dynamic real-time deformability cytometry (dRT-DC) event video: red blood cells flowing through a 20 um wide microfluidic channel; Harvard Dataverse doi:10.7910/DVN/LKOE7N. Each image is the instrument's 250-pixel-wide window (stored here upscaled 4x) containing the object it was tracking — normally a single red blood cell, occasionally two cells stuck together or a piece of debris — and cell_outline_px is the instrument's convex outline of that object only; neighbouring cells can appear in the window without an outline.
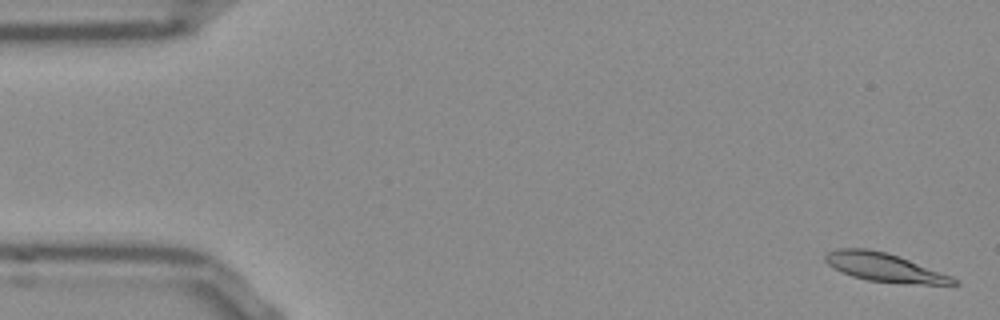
{"species": "Egyptian fruit bat (a non-hibernating species)", "species_latin": "Rousettus aegyptiacus", "temperature_condition": "room temperature", "stored_images_in_passage": 53, "camera_frame_rate_fps": 3000, "um_per_image_px": 0.085, "frame": {"image": 1, "passage_image": 2, "time_ms": 0.333, "image_size_px": [1000, 320], "cell_outline_px": [[960, 284], [908, 284], [868, 280], [852, 276], [840, 272], [828, 264], [824, 260], [824, 256], [828, 252], [840, 248], [868, 248], [884, 252], [908, 260], [952, 276]], "centroid_in_image_um": [75.13, 22.73], "position_along_channel_um": 9.9, "area_um2": 21.04}}
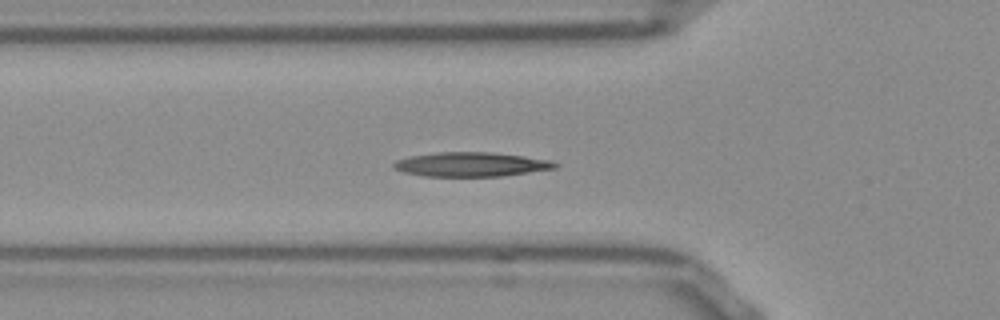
{"frame": {"image": 2, "passage_image": 18, "time_ms": 5.667, "image_size_px": [1000, 320], "cell_outline_px": [[560, 164], [556, 168], [500, 176], [424, 176], [404, 172], [392, 168], [392, 164], [396, 160], [412, 156], [440, 152], [492, 152], [524, 156], [552, 160]], "centroid_in_image_um": [40.06, 13.97], "position_along_channel_um": 85.7, "area_um2": 22.77}}
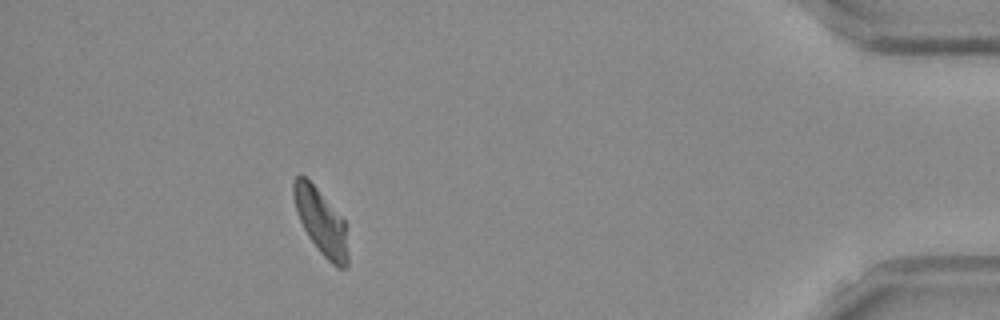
{"frame": {"image": 3, "passage_image": 48, "time_ms": 15.667, "image_size_px": [1000, 320], "cell_outline_px": [[348, 264], [344, 268], [336, 268], [316, 248], [308, 236], [296, 212], [292, 196], [292, 184], [296, 176], [304, 176], [316, 188], [344, 220], [348, 256]], "centroid_in_image_um": [27.26, 18.87], "position_along_channel_um": 407.9, "area_um2": 20.46}, "authors_computed_cell_mechanics": {"area_um2": 21.6172, "velocity_mm_per_s": 3.7942, "shape_relaxation_time_tau1_ms": 9.9809, "shape_relaxation_time_tau2_ms": 4.3817, "deformation_change_tau1": 0.2547, "deformation_change_tau2": 0.1058}}